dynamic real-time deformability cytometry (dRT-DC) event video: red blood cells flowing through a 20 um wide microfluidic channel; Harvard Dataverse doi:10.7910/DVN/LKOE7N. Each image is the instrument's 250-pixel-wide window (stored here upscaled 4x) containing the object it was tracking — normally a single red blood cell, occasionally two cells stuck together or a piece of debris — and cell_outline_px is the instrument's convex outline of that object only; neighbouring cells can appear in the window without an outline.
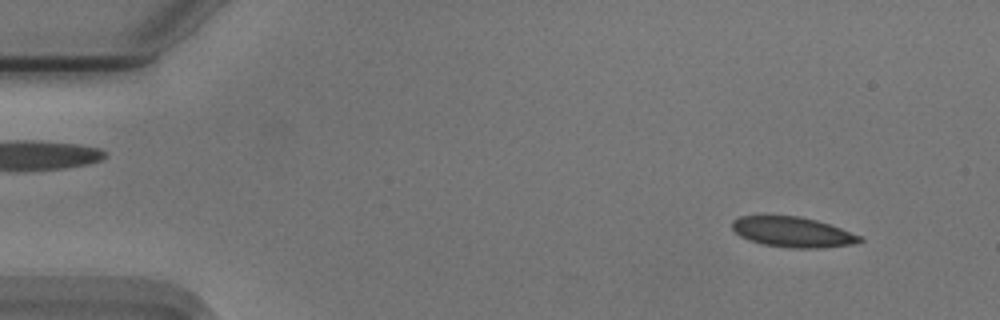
{"species": "Egyptian fruit bat (a non-hibernating species)", "species_latin": "Rousettus aegyptiacus", "temperature_condition": "cold", "stored_images_in_passage": 53, "camera_frame_rate_fps": 3000, "um_per_image_px": 0.085, "animal": {"sex": "male"}, "frame": {"image": 1, "passage_image": 4, "time_ms": 1.0, "image_size_px": [1000, 320], "cell_outline_px": [[864, 240], [852, 244], [820, 248], [788, 248], [764, 244], [748, 240], [740, 236], [732, 228], [732, 220], [740, 216], [768, 212], [800, 216], [816, 220], [840, 228], [860, 236]], "centroid_in_image_um": [67.27, 19.67], "position_along_channel_um": 17.7, "area_um2": 23.18}}
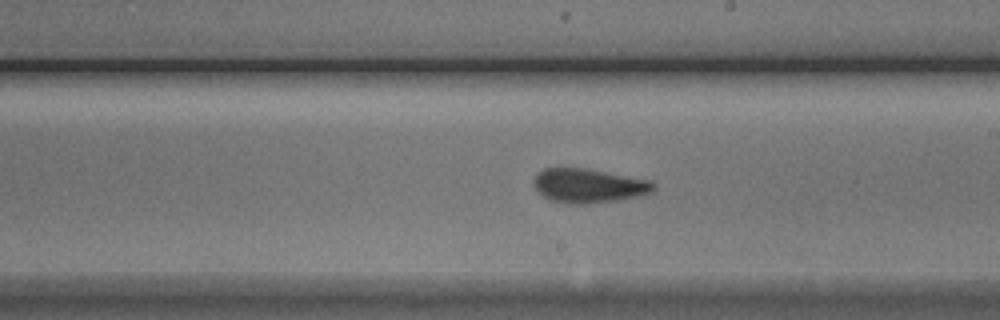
{"frame": {"image": 2, "passage_image": 30, "time_ms": 9.667, "image_size_px": [1000, 320], "cell_outline_px": [[656, 188], [652, 192], [640, 196], [620, 200], [584, 204], [568, 204], [552, 200], [544, 196], [532, 184], [532, 180], [544, 168], [584, 168], [648, 180], [656, 184]], "centroid_in_image_um": [50.05, 15.8], "position_along_channel_um": 239.0, "area_um2": 23.7}}
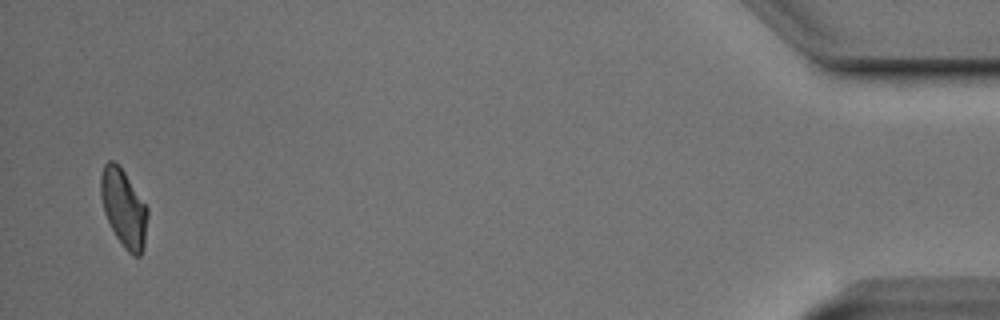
{"frame": {"image": 3, "passage_image": 52, "time_ms": 17.0, "image_size_px": [1000, 320], "cell_outline_px": [[148, 216], [144, 248], [140, 256], [132, 256], [124, 248], [116, 236], [104, 212], [100, 196], [100, 176], [104, 164], [108, 160], [112, 160], [124, 172], [148, 208]], "centroid_in_image_um": [10.52, 17.71], "position_along_channel_um": 424.7, "area_um2": 21.1}, "authors_computed_cell_mechanics": {"area_um2": 22.7732, "velocity_mm_per_s": 3.7152, "shape_relaxation_time_tau1_ms": 3.841, "shape_relaxation_time_tau2_ms": 1.3363, "deformation_change_tau1": 0.1211, "deformation_change_tau2": 0.0602}}